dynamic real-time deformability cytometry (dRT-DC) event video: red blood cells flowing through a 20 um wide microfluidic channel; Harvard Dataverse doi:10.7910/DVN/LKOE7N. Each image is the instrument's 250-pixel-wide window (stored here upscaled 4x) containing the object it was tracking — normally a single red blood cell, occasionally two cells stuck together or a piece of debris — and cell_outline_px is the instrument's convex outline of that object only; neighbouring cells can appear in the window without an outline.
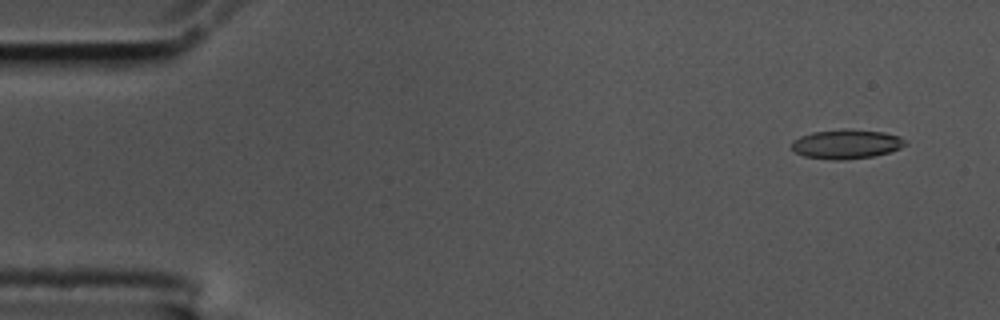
{"species": "common noctule bat (a hibernating species)", "species_latin": "Nyctalus noctula", "temperature_condition": "cold", "stored_images_in_passage": 4, "camera_frame_rate_fps": 3000, "um_per_image_px": 0.085, "animal": {"sex": "male", "body_mass_g": 17.5, "forearm_length_mm": 52.3}, "frame": {"image": 1, "passage_image": 1, "time_ms": 0.0, "image_size_px": [1000, 320], "cell_outline_px": [[908, 144], [900, 148], [888, 152], [872, 156], [844, 160], [832, 160], [804, 156], [796, 152], [792, 148], [792, 140], [800, 136], [812, 132], [840, 128], [848, 128], [884, 132], [900, 136]], "centroid_in_image_um": [71.93, 12.23], "position_along_channel_um": 13.1, "area_um2": 19.59}}
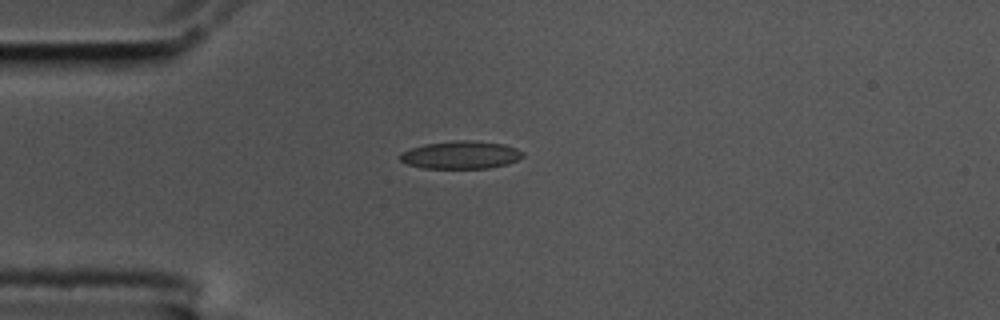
{"frame": {"image": 2, "passage_image": 4, "time_ms": 1.0, "image_size_px": [1000, 320], "cell_outline_px": [[524, 156], [508, 164], [488, 168], [424, 168], [408, 164], [400, 160], [400, 152], [424, 144], [452, 140], [476, 140], [504, 144], [516, 148], [524, 152]], "centroid_in_image_um": [39.19, 13.15], "position_along_channel_um": 45.8, "area_um2": 20.0}}